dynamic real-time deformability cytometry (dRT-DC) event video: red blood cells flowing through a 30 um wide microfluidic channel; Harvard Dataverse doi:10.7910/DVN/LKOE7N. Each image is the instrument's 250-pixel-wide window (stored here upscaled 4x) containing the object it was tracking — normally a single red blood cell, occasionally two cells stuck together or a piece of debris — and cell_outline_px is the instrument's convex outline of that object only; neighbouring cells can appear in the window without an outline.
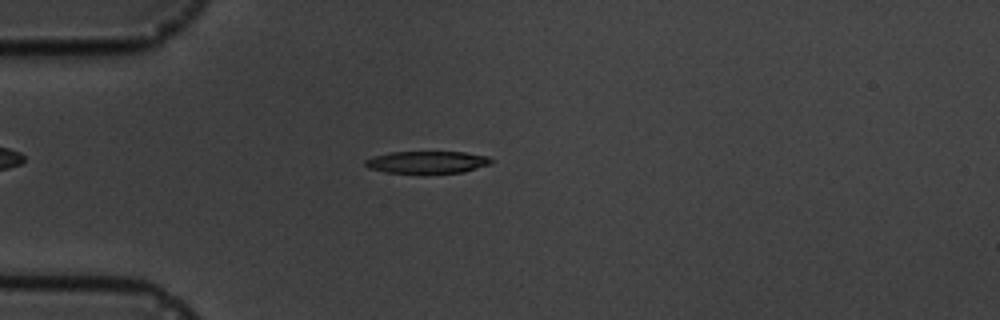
{"species": "common noctule bat (a hibernating species)", "species_latin": "Nyctalus noctula", "temperature_condition": "cold", "stored_images_in_passage": 9, "camera_frame_rate_fps": 3000, "um_per_image_px": 0.085, "animal": {"sex": "male", "body_mass_g": 19.5, "forearm_length_mm": 54.6}, "frame": {"image": 1, "passage_image": 4, "time_ms": 3.667, "image_size_px": [1000, 320], "cell_outline_px": [[492, 164], [464, 172], [424, 176], [384, 172], [368, 168], [364, 164], [364, 160], [372, 156], [388, 152], [464, 152], [488, 156], [492, 160]], "centroid_in_image_um": [36.27, 13.83], "position_along_channel_um": 48.7, "area_um2": 17.34}}
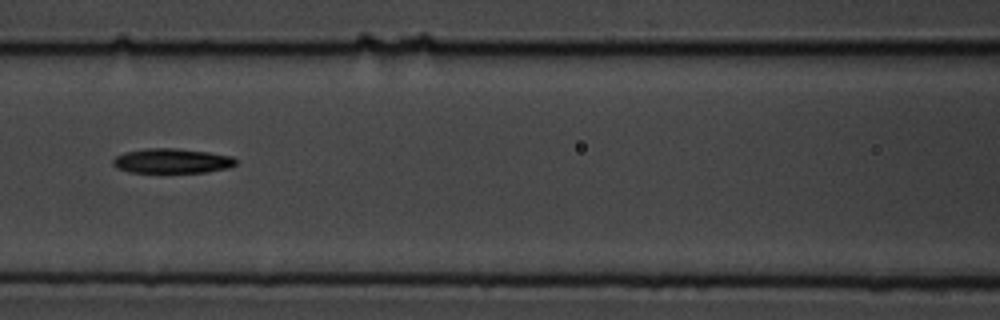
{"frame": {"image": 2, "passage_image": 7, "time_ms": 7.0, "image_size_px": [1000, 320], "cell_outline_px": [[236, 164], [228, 168], [208, 172], [128, 172], [116, 168], [112, 164], [112, 160], [116, 156], [124, 152], [148, 148], [176, 148], [208, 152], [232, 156], [236, 160]], "centroid_in_image_um": [14.59, 13.67], "position_along_channel_um": 152.0, "area_um2": 17.74}}
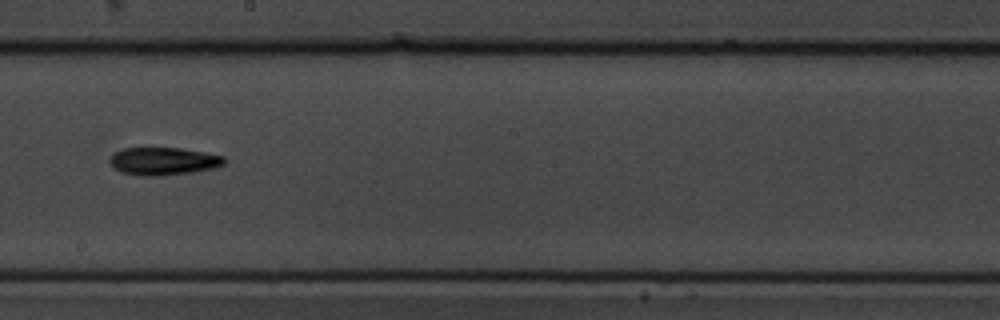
{"frame": {"image": 3, "passage_image": 9, "time_ms": 9.333, "image_size_px": [1000, 320], "cell_outline_px": [[224, 164], [212, 168], [192, 172], [156, 176], [140, 176], [120, 172], [108, 160], [116, 152], [124, 148], [180, 148], [224, 156]], "centroid_in_image_um": [13.87, 13.7], "position_along_channel_um": 234.3, "area_um2": 18.21}}